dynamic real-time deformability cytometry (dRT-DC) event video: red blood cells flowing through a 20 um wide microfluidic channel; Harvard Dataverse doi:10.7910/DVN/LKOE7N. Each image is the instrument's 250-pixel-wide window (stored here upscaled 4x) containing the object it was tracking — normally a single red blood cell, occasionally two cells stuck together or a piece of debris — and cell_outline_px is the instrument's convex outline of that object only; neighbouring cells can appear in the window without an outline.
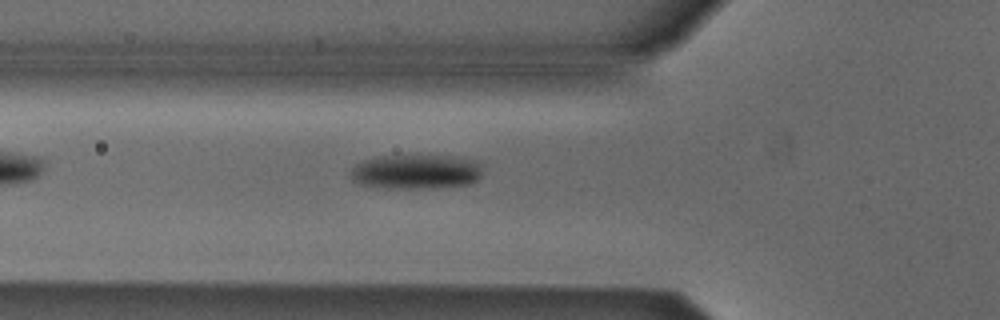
{"species": "Egyptian fruit bat (a non-hibernating species)", "species_latin": "Rousettus aegyptiacus", "temperature_condition": "cold", "stored_images_in_passage": 2, "camera_frame_rate_fps": 3000, "um_per_image_px": 0.085, "animal": {"sex": "male"}, "frame": {"image": 1, "passage_image": 2, "time_ms": 1.333, "image_size_px": [1000, 320], "cell_outline_px": [[480, 176], [476, 180], [468, 184], [432, 188], [388, 188], [364, 184], [352, 180], [352, 168], [356, 164], [364, 160], [376, 156], [416, 152], [428, 152], [456, 156], [476, 160], [480, 164]], "centroid_in_image_um": [35.39, 14.52], "position_along_channel_um": 90.4, "area_um2": 27.63}}